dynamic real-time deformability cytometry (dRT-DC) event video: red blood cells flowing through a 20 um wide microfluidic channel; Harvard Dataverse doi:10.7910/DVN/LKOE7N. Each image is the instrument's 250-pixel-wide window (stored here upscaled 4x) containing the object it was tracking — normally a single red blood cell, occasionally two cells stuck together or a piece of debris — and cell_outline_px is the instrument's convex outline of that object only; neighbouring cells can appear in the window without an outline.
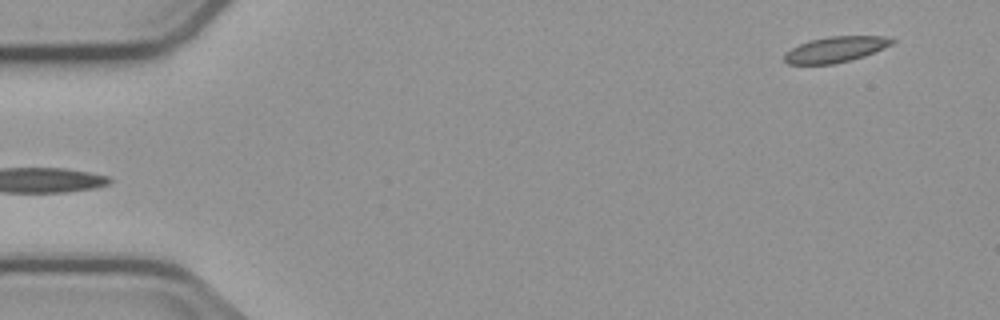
{"species": "common noctule bat (a hibernating species)", "species_latin": "Nyctalus noctula", "temperature_condition": "cold", "stored_images_in_passage": 6, "camera_frame_rate_fps": 3000, "um_per_image_px": 0.085, "animal": {"sex": "male", "body_mass_g": 23.1, "forearm_length_mm": 52.7}, "frame": {"image": 1, "passage_image": 6, "time_ms": 6.0, "image_size_px": [1000, 320], "cell_outline_px": [[896, 40], [892, 44], [884, 48], [864, 56], [832, 64], [788, 64], [784, 60], [784, 52], [800, 44], [812, 40], [828, 36], [884, 36]], "centroid_in_image_um": [71.01, 4.2], "position_along_channel_um": 14.0, "area_um2": 15.95}}